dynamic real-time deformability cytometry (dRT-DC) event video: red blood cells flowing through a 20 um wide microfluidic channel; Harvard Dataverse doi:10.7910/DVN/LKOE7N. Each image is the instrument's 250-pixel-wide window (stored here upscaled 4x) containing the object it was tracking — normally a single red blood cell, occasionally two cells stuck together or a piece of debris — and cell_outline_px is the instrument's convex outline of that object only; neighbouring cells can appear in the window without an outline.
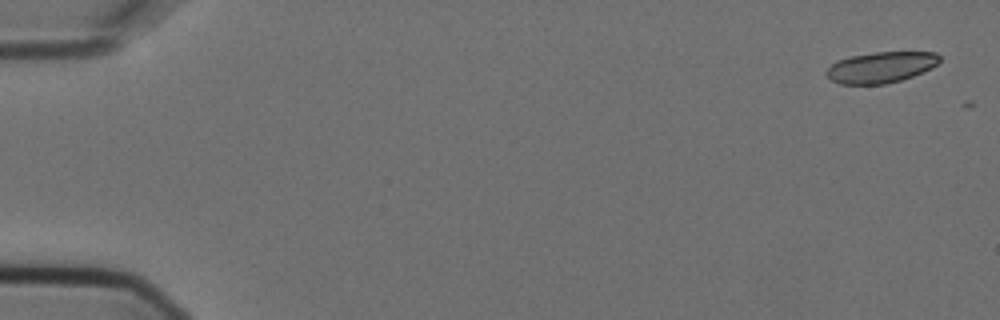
{"species": "Egyptian fruit bat (a non-hibernating species)", "species_latin": "Rousettus aegyptiacus", "temperature_condition": "cold", "stored_images_in_passage": 2, "camera_frame_rate_fps": 3000, "um_per_image_px": 0.085, "animal": {"sex": "female"}, "frame": {"image": 1, "passage_image": 1, "time_ms": 0.0, "image_size_px": [1000, 320], "cell_outline_px": [[940, 60], [932, 68], [912, 76], [900, 80], [884, 84], [840, 84], [832, 80], [828, 76], [828, 68], [836, 60], [852, 56], [876, 52], [936, 52], [940, 56]], "centroid_in_image_um": [74.9, 5.71], "position_along_channel_um": 10.1, "area_um2": 20.17}}